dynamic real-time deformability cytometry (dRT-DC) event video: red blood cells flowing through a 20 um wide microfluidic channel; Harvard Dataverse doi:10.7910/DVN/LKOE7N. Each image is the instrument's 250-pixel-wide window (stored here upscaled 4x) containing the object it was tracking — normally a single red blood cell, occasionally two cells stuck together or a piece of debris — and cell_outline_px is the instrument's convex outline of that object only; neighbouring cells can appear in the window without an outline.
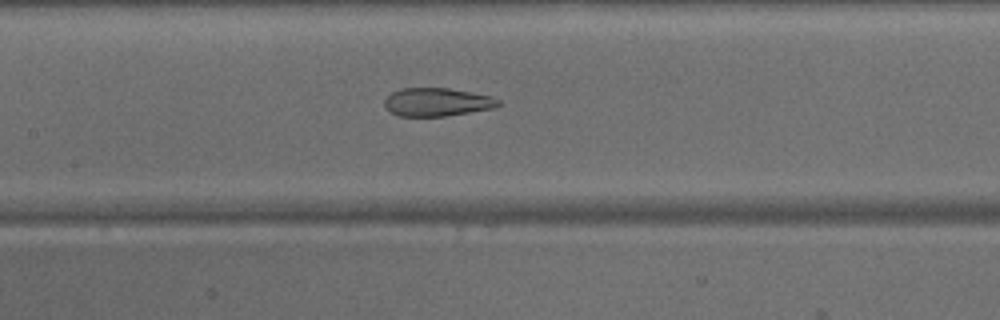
{"species": "common noctule bat (a hibernating species)", "species_latin": "Nyctalus noctula", "temperature_condition": "warm", "stored_images_in_passage": 46, "camera_frame_rate_fps": 3000, "um_per_image_px": 0.085, "animal": {"sex": "male", "body_mass_g": 15.6}, "frame": {"image": 1, "passage_image": 21, "time_ms": 6.667, "image_size_px": [1000, 320], "cell_outline_px": [[500, 104], [496, 108], [444, 116], [396, 116], [388, 112], [384, 108], [384, 100], [392, 92], [400, 88], [448, 88], [492, 96], [500, 100]], "centroid_in_image_um": [37.12, 8.68], "position_along_channel_um": 170.3, "area_um2": 18.96}}
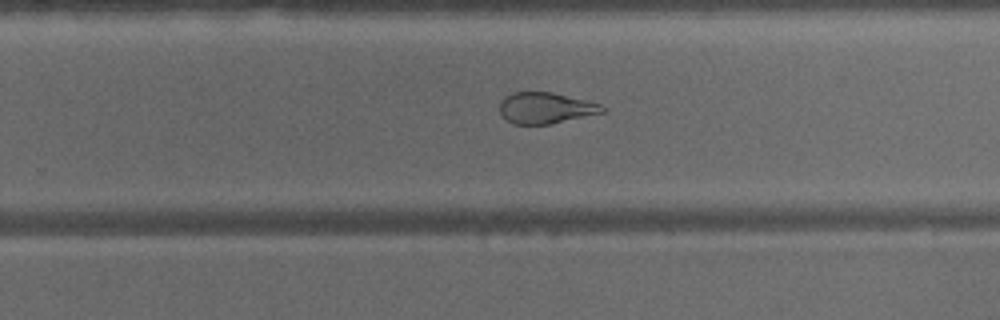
{"frame": {"image": 2, "passage_image": 29, "time_ms": 9.333, "image_size_px": [1000, 320], "cell_outline_px": [[608, 108], [604, 112], [548, 124], [512, 124], [504, 120], [500, 116], [500, 100], [504, 96], [512, 92], [552, 92], [588, 100], [600, 104]], "centroid_in_image_um": [46.34, 9.17], "position_along_channel_um": 283.5, "area_um2": 18.84}}
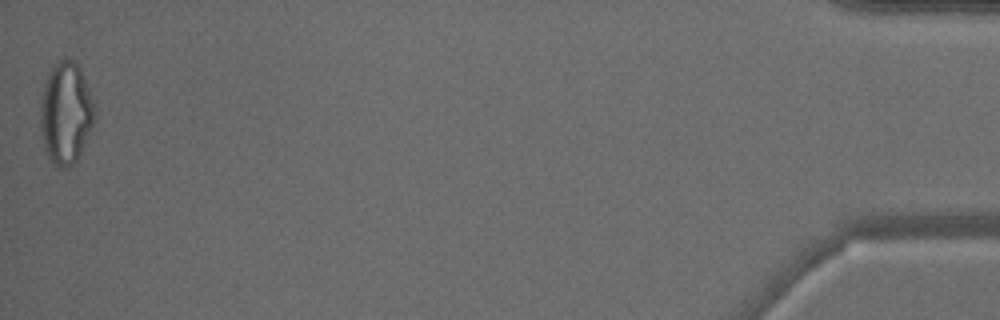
{"frame": {"image": 3, "passage_image": 46, "time_ms": 15.0, "image_size_px": [1000, 320], "cell_outline_px": [[96, 116], [80, 152], [76, 160], [68, 168], [56, 168], [52, 164], [44, 148], [40, 128], [40, 96], [44, 80], [48, 72], [56, 60], [64, 56], [68, 56], [80, 68], [88, 88]], "centroid_in_image_um": [5.54, 9.57], "position_along_channel_um": 429.7, "area_um2": 32.54}}